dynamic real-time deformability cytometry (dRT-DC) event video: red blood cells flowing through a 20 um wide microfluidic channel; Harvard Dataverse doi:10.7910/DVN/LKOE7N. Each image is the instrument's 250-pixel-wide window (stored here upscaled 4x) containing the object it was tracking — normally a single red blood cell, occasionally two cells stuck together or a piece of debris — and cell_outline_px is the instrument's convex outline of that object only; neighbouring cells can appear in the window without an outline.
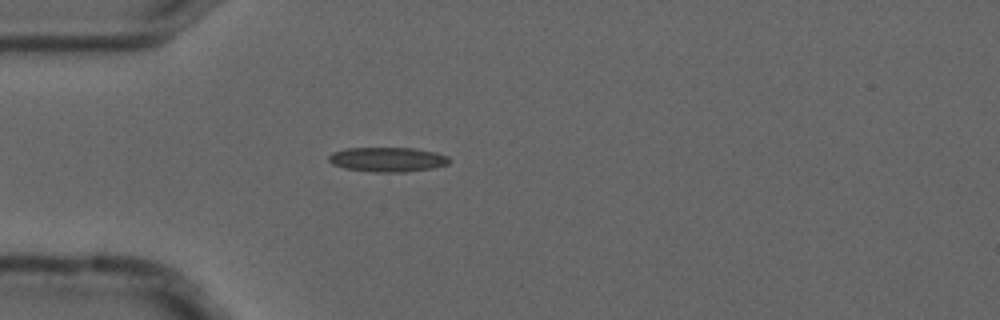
{"species": "common noctule bat (a hibernating species)", "species_latin": "Nyctalus noctula", "temperature_condition": "cold", "stored_images_in_passage": 5, "camera_frame_rate_fps": 3000, "um_per_image_px": 0.085, "animal": {"sex": "male", "forearm_length_mm": 52.5}, "frame": {"image": 1, "passage_image": 5, "time_ms": 1.333, "image_size_px": [1000, 320], "cell_outline_px": [[452, 160], [448, 164], [432, 168], [404, 172], [372, 172], [344, 168], [332, 164], [328, 160], [328, 156], [332, 152], [344, 148], [412, 148], [436, 152], [448, 156]], "centroid_in_image_um": [32.93, 13.55], "position_along_channel_um": 52.1, "area_um2": 17.4}}